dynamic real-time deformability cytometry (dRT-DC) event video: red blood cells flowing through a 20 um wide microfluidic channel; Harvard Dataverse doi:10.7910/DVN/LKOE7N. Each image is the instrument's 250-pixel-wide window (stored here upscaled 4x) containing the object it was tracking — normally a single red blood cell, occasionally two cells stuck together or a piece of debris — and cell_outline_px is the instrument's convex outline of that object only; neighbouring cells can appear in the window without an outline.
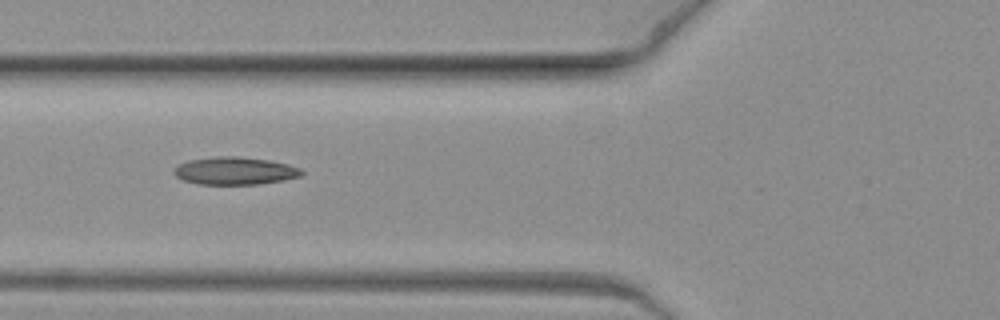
{"species": "common noctule bat (a hibernating species)", "species_latin": "Nyctalus noctula", "temperature_condition": "warm", "stored_images_in_passage": 7, "camera_frame_rate_fps": 3000, "um_per_image_px": 0.085, "animal": {"sex": "female", "body_mass_g": 19.3, "forearm_length_mm": 54.1}, "frame": {"image": 1, "passage_image": 3, "time_ms": 0.667, "image_size_px": [1000, 320], "cell_outline_px": [[304, 172], [300, 176], [284, 180], [260, 184], [200, 184], [184, 180], [176, 176], [172, 172], [180, 164], [188, 160], [216, 156], [236, 156], [268, 160], [288, 164], [300, 168]], "centroid_in_image_um": [19.98, 14.52], "position_along_channel_um": 105.8, "area_um2": 20.46}}
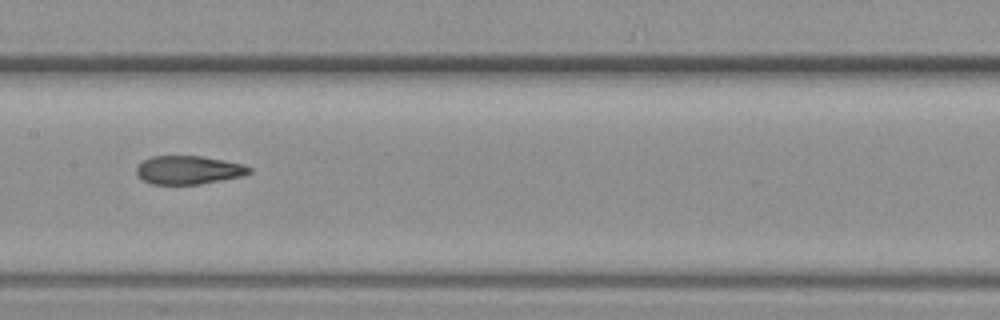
{"frame": {"image": 2, "passage_image": 5, "time_ms": 1.333, "image_size_px": [1000, 320], "cell_outline_px": [[252, 172], [240, 176], [200, 184], [152, 184], [136, 176], [136, 168], [144, 160], [152, 156], [200, 156], [224, 160], [244, 164], [252, 168]], "centroid_in_image_um": [16.02, 14.44], "position_along_channel_um": 191.4, "area_um2": 18.61}}
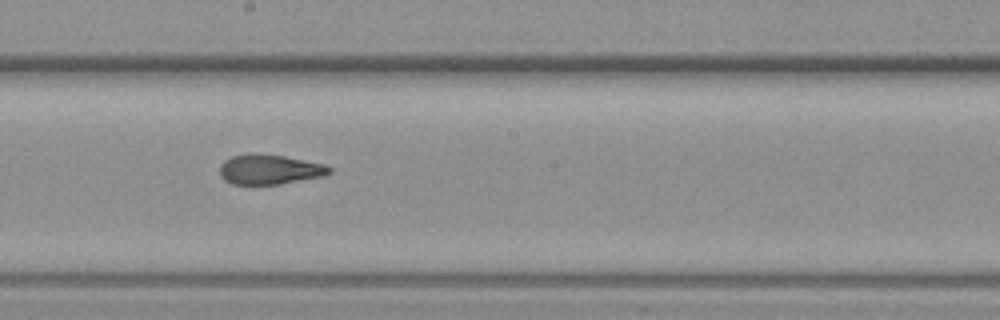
{"frame": {"image": 3, "passage_image": 6, "time_ms": 1.667, "image_size_px": [1000, 320], "cell_outline_px": [[332, 172], [320, 176], [280, 184], [232, 184], [224, 180], [220, 176], [220, 164], [224, 160], [232, 156], [284, 156], [324, 164], [332, 168]], "centroid_in_image_um": [22.91, 14.44], "position_along_channel_um": 225.3, "area_um2": 18.32}}